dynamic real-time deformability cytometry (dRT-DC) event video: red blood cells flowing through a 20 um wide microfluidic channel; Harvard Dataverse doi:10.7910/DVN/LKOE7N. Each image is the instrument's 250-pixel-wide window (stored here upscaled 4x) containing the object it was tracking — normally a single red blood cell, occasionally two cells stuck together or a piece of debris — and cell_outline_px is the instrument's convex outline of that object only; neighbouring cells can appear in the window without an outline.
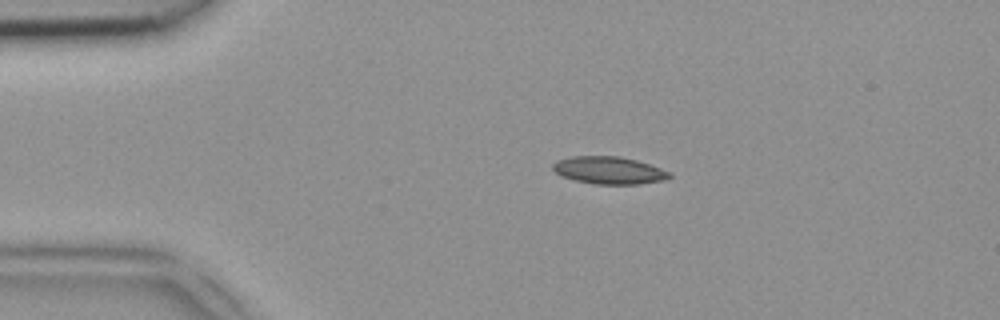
{"species": "common noctule bat (a hibernating species)", "species_latin": "Nyctalus noctula", "temperature_condition": "room temperature", "stored_images_in_passage": 41, "camera_frame_rate_fps": 3000, "um_per_image_px": 0.085, "animal": {"sex": "female", "body_mass_g": 18.4}, "frame": {"image": 1, "passage_image": 2, "time_ms": 0.333, "image_size_px": [1000, 320], "cell_outline_px": [[672, 176], [664, 180], [640, 184], [596, 184], [576, 180], [564, 176], [556, 172], [552, 168], [552, 164], [556, 160], [572, 156], [620, 156], [636, 160], [672, 172]], "centroid_in_image_um": [51.78, 14.47], "position_along_channel_um": 33.2, "area_um2": 18.55}}
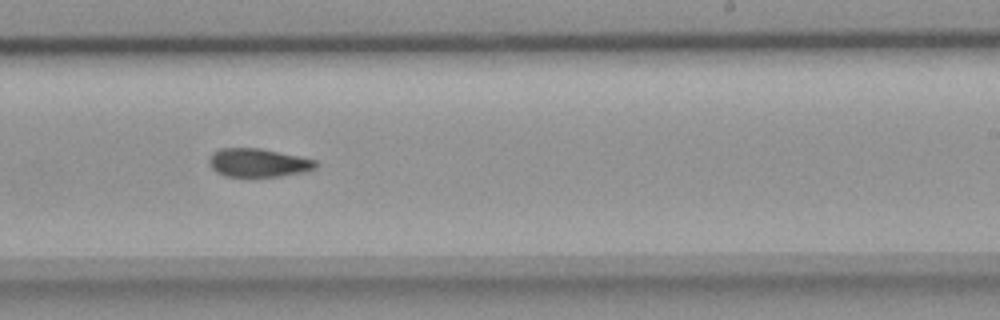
{"frame": {"image": 2, "passage_image": 22, "time_ms": 7.0, "image_size_px": [1000, 320], "cell_outline_px": [[320, 164], [316, 168], [304, 172], [280, 176], [224, 176], [216, 172], [208, 164], [208, 156], [212, 152], [220, 148], [260, 148], [300, 156], [316, 160]], "centroid_in_image_um": [21.94, 13.82], "position_along_channel_um": 267.1, "area_um2": 17.92}}
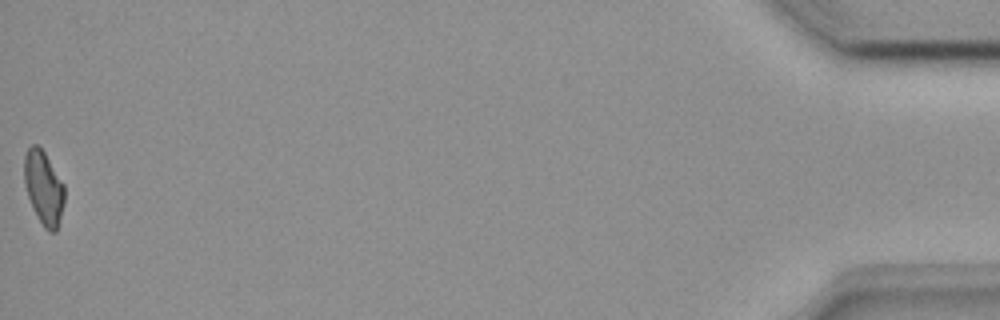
{"frame": {"image": 3, "passage_image": 41, "time_ms": 13.333, "image_size_px": [1000, 320], "cell_outline_px": [[64, 204], [56, 232], [48, 232], [44, 228], [28, 196], [24, 184], [24, 156], [28, 148], [32, 144], [36, 144], [44, 152], [64, 184]], "centroid_in_image_um": [3.71, 15.95], "position_along_channel_um": 431.5, "area_um2": 17.05}}